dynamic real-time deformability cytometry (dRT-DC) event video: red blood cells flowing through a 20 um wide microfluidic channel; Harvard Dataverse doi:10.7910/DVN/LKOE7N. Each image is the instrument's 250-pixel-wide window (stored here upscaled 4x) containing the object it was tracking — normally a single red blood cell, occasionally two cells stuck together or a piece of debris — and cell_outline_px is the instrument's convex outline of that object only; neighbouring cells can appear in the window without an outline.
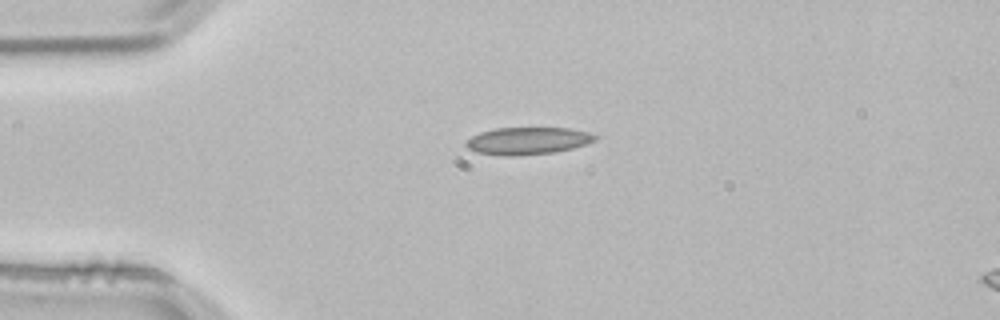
{"species": "common noctule bat (a hibernating species)", "species_latin": "Nyctalus noctula", "temperature_condition": "room temperature", "stored_images_in_passage": 2, "camera_frame_rate_fps": 3000, "um_per_image_px": 0.085, "animal": {"sex": "male", "body_mass_g": 21.5, "forearm_length_mm": 52.0}, "frame": {"image": 1, "passage_image": 1, "time_ms": 0.0, "image_size_px": [1000, 320], "cell_outline_px": [[596, 140], [572, 148], [556, 152], [512, 156], [508, 156], [476, 152], [468, 148], [464, 144], [472, 136], [480, 132], [496, 128], [572, 128], [588, 132], [596, 136]], "centroid_in_image_um": [44.85, 11.96], "position_along_channel_um": 40.2, "area_um2": 20.35}}
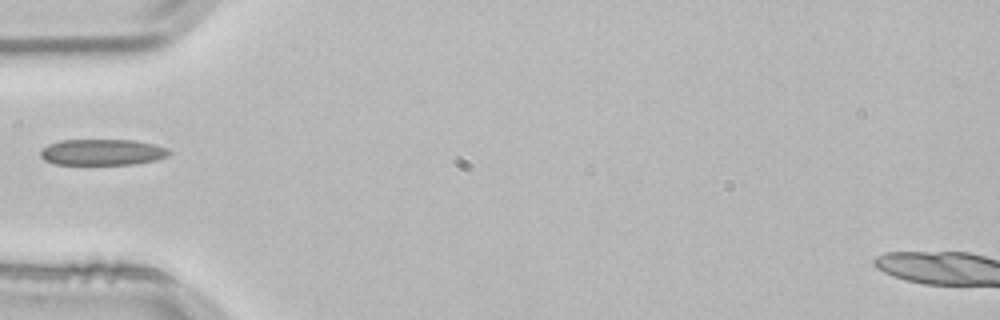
{"frame": {"image": 2, "passage_image": 2, "time_ms": 0.333, "image_size_px": [1000, 320], "cell_outline_px": [[172, 152], [168, 156], [156, 160], [136, 164], [56, 164], [44, 160], [40, 156], [40, 148], [48, 144], [60, 140], [136, 140], [168, 148]], "centroid_in_image_um": [8.69, 12.93], "position_along_channel_um": 76.3, "area_um2": 19.71}}